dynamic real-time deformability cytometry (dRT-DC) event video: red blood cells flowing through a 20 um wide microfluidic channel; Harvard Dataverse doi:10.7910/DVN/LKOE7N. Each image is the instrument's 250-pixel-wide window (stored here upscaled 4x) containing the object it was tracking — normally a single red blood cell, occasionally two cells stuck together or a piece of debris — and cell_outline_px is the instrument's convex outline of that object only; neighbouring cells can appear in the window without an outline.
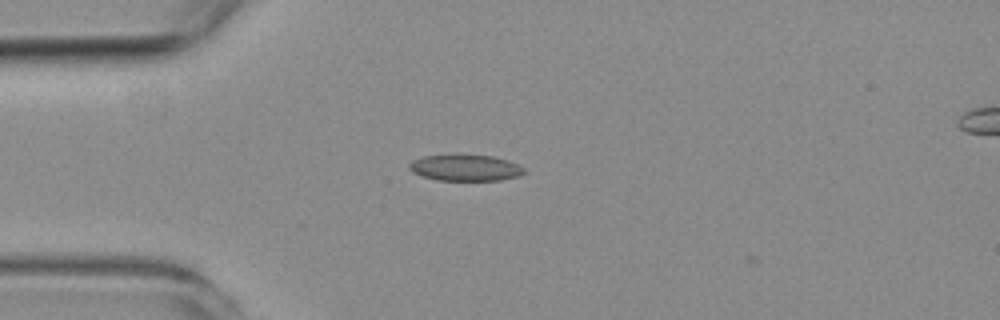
{"species": "common noctule bat (a hibernating species)", "species_latin": "Nyctalus noctula", "temperature_condition": "room temperature", "stored_images_in_passage": 4, "camera_frame_rate_fps": 3000, "um_per_image_px": 0.085, "animal": {"sex": "female", "body_mass_g": 19.3, "forearm_length_mm": 54.1}, "frame": {"image": 1, "passage_image": 1, "time_ms": 0.0, "image_size_px": [1000, 320], "cell_outline_px": [[528, 172], [520, 176], [500, 180], [436, 180], [420, 176], [412, 172], [408, 168], [408, 164], [412, 160], [424, 156], [452, 152], [456, 152], [492, 156], [508, 160], [524, 168]], "centroid_in_image_um": [39.51, 14.22], "position_along_channel_um": 45.5, "area_um2": 18.44}}